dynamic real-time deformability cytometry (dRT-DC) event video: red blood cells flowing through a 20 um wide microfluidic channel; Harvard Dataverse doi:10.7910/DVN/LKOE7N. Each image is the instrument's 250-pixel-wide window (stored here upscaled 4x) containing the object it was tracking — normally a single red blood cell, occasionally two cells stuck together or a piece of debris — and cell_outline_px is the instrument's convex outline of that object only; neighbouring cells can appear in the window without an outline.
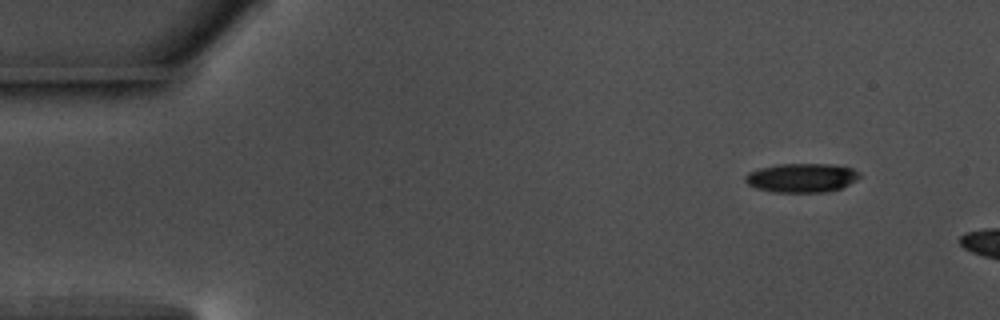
{"species": "common noctule bat (a hibernating species)", "species_latin": "Nyctalus noctula", "temperature_condition": "warm", "stored_images_in_passage": 7, "camera_frame_rate_fps": 3000, "um_per_image_px": 0.085, "animal": {"sex": "male", "body_mass_g": 17.5, "forearm_length_mm": 52.3}, "frame": {"image": 1, "passage_image": 1, "time_ms": 0.0, "image_size_px": [1000, 320], "cell_outline_px": [[860, 176], [856, 180], [840, 188], [828, 192], [772, 192], [756, 188], [748, 184], [744, 180], [744, 176], [748, 172], [760, 168], [780, 164], [832, 164], [852, 168], [860, 172]], "centroid_in_image_um": [68.13, 15.11], "position_along_channel_um": 16.9, "area_um2": 19.36}}